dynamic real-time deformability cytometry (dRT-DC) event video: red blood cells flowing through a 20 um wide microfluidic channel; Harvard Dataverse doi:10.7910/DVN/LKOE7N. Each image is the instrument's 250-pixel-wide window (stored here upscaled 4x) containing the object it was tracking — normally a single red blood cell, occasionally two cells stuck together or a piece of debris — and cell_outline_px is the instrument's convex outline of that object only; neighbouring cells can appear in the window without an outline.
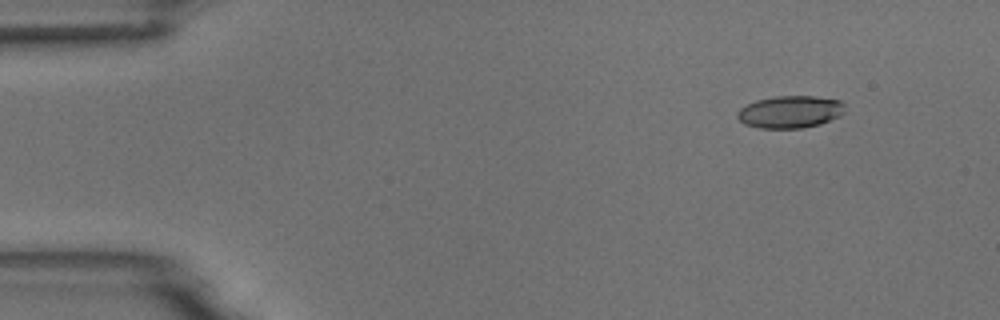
{"species": "common noctule bat (a hibernating species)", "species_latin": "Nyctalus noctula", "temperature_condition": "room temperature", "stored_images_in_passage": 5, "camera_frame_rate_fps": 3000, "um_per_image_px": 0.085, "animal": {"sex": "male", "body_mass_g": 18.8}, "frame": {"image": 1, "passage_image": 2, "time_ms": 1.333, "image_size_px": [1000, 320], "cell_outline_px": [[844, 112], [840, 116], [820, 124], [804, 128], [760, 128], [744, 124], [736, 116], [736, 112], [740, 108], [756, 100], [776, 96], [812, 96], [840, 100], [844, 104]], "centroid_in_image_um": [67.16, 9.51], "position_along_channel_um": 17.8, "area_um2": 20.29}}
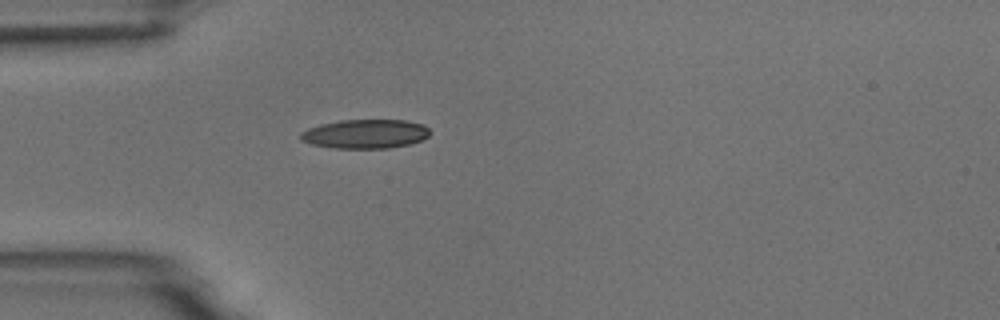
{"frame": {"image": 2, "passage_image": 5, "time_ms": 4.667, "image_size_px": [1000, 320], "cell_outline_px": [[428, 136], [420, 140], [408, 144], [388, 148], [336, 148], [312, 144], [300, 140], [300, 132], [308, 128], [320, 124], [340, 120], [404, 120], [424, 124], [428, 128]], "centroid_in_image_um": [31.02, 11.37], "position_along_channel_um": 54.0, "area_um2": 21.79}}